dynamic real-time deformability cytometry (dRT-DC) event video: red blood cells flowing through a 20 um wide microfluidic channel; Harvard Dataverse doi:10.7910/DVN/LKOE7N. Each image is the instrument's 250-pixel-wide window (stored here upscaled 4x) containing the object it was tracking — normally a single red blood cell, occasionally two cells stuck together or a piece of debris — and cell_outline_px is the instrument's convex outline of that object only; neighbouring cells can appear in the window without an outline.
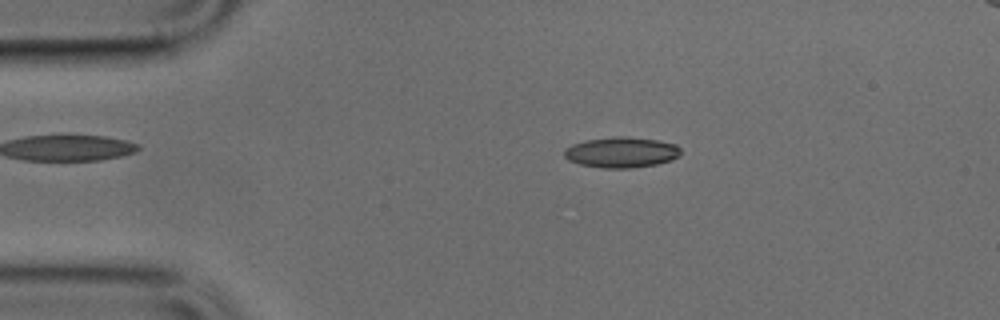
{"species": "common noctule bat (a hibernating species)", "species_latin": "Nyctalus noctula", "temperature_condition": "cold", "stored_images_in_passage": 10, "camera_frame_rate_fps": 3000, "um_per_image_px": 0.085, "animal": {"sex": "male", "body_mass_g": 17.9, "forearm_length_mm": 54.2}, "frame": {"image": 1, "passage_image": 6, "time_ms": 1.667, "image_size_px": [1000, 320], "cell_outline_px": [[680, 156], [672, 160], [656, 164], [632, 168], [604, 168], [580, 164], [568, 160], [564, 156], [564, 148], [572, 144], [584, 140], [612, 136], [628, 136], [656, 140], [676, 144], [680, 148]], "centroid_in_image_um": [52.81, 12.94], "position_along_channel_um": 32.2, "area_um2": 20.98}}